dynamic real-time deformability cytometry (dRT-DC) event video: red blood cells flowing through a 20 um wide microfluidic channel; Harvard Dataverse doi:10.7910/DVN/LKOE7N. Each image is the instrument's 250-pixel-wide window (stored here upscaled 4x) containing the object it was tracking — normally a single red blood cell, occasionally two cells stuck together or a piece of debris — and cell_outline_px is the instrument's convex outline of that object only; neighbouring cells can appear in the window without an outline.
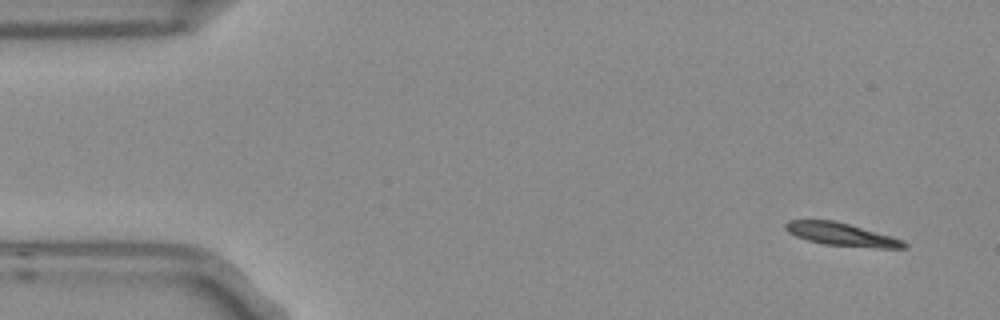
{"species": "Egyptian fruit bat (a non-hibernating species)", "species_latin": "Rousettus aegyptiacus", "temperature_condition": "room temperature", "stored_images_in_passage": 4, "camera_frame_rate_fps": 3000, "um_per_image_px": 0.085, "frame": {"image": 1, "passage_image": 1, "time_ms": 0.0, "image_size_px": [1000, 320], "cell_outline_px": [[908, 248], [876, 248], [824, 244], [808, 240], [796, 236], [788, 232], [784, 228], [784, 224], [788, 220], [832, 220], [848, 224], [892, 236], [904, 240], [908, 244]], "centroid_in_image_um": [71.55, 19.93], "position_along_channel_um": 13.5, "area_um2": 15.78}}